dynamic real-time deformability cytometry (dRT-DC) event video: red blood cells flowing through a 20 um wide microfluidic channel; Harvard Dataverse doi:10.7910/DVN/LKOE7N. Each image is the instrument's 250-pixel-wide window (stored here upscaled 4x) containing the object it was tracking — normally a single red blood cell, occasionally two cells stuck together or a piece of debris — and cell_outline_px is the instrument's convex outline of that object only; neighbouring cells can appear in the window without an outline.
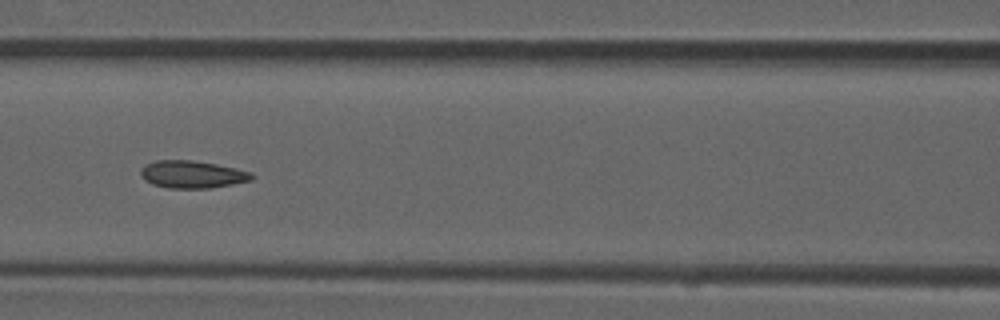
{"species": "common noctule bat (a hibernating species)", "species_latin": "Nyctalus noctula", "temperature_condition": "room temperature", "stored_images_in_passage": 8, "camera_frame_rate_fps": 3000, "um_per_image_px": 0.085, "animal": {"sex": "male", "forearm_length_mm": 52.5}, "frame": {"image": 1, "passage_image": 6, "time_ms": 1.667, "image_size_px": [1000, 320], "cell_outline_px": [[256, 176], [252, 180], [232, 184], [208, 188], [168, 188], [152, 184], [144, 180], [140, 176], [140, 168], [144, 164], [156, 160], [192, 160], [216, 164], [236, 168], [252, 172]], "centroid_in_image_um": [16.32, 14.82], "position_along_channel_um": 150.3, "area_um2": 17.98}}
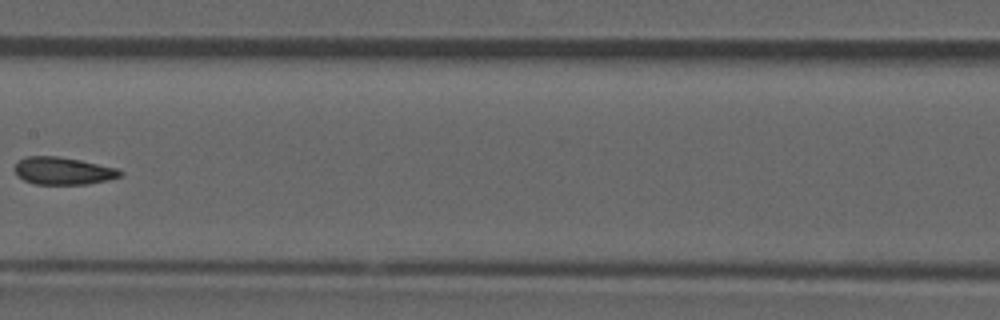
{"frame": {"image": 2, "passage_image": 7, "time_ms": 2.0, "image_size_px": [1000, 320], "cell_outline_px": [[124, 172], [120, 176], [108, 180], [88, 184], [36, 184], [24, 180], [16, 176], [12, 168], [24, 156], [60, 156], [80, 160], [116, 168]], "centroid_in_image_um": [5.32, 14.52], "position_along_channel_um": 202.1, "area_um2": 16.99}}
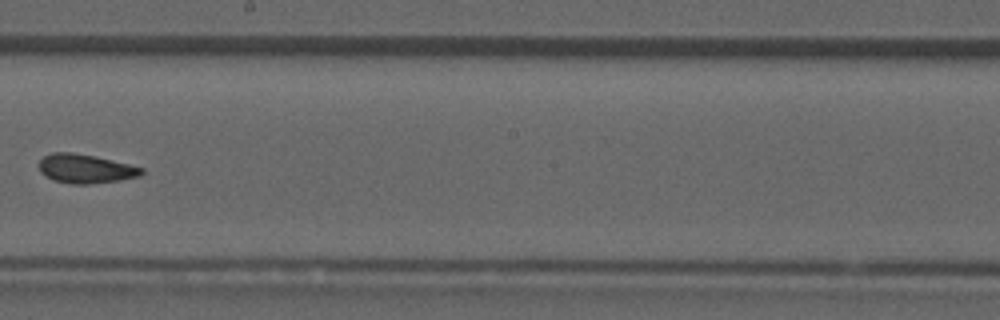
{"frame": {"image": 3, "passage_image": 8, "time_ms": 2.333, "image_size_px": [1000, 320], "cell_outline_px": [[144, 172], [140, 176], [120, 180], [88, 184], [72, 184], [52, 180], [40, 172], [40, 160], [44, 156], [52, 152], [72, 152], [96, 156], [144, 168]], "centroid_in_image_um": [7.27, 14.34], "position_along_channel_um": 240.9, "area_um2": 17.34}}